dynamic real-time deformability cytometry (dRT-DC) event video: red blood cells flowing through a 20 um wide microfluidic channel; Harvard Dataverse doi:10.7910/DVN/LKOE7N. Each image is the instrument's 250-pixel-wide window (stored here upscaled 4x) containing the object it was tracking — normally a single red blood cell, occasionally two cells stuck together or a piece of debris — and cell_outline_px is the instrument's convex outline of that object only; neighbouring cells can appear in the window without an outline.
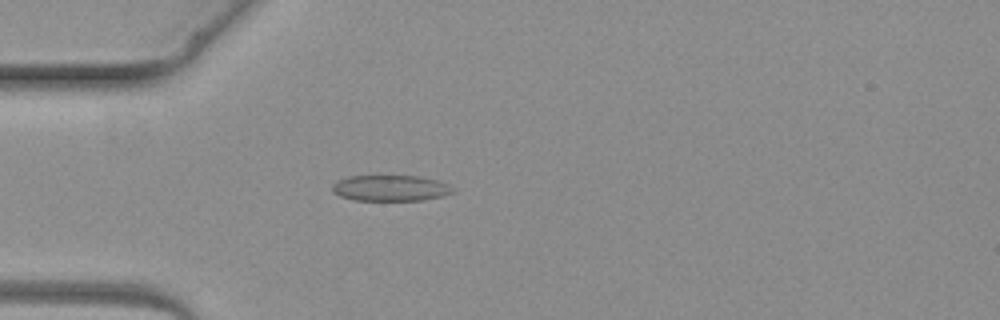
{"species": "common noctule bat (a hibernating species)", "species_latin": "Nyctalus noctula", "temperature_condition": "warm", "stored_images_in_passage": 3, "camera_frame_rate_fps": 3000, "um_per_image_px": 0.085, "animal": {"sex": "female", "body_mass_g": 19.3, "forearm_length_mm": 54.1}, "frame": {"image": 1, "passage_image": 3, "time_ms": 2.333, "image_size_px": [1000, 320], "cell_outline_px": [[456, 192], [440, 196], [420, 200], [352, 200], [340, 196], [332, 192], [332, 184], [336, 180], [348, 176], [416, 176], [436, 180], [448, 184], [456, 188]], "centroid_in_image_um": [33.16, 15.98], "position_along_channel_um": 51.8, "area_um2": 18.26}}